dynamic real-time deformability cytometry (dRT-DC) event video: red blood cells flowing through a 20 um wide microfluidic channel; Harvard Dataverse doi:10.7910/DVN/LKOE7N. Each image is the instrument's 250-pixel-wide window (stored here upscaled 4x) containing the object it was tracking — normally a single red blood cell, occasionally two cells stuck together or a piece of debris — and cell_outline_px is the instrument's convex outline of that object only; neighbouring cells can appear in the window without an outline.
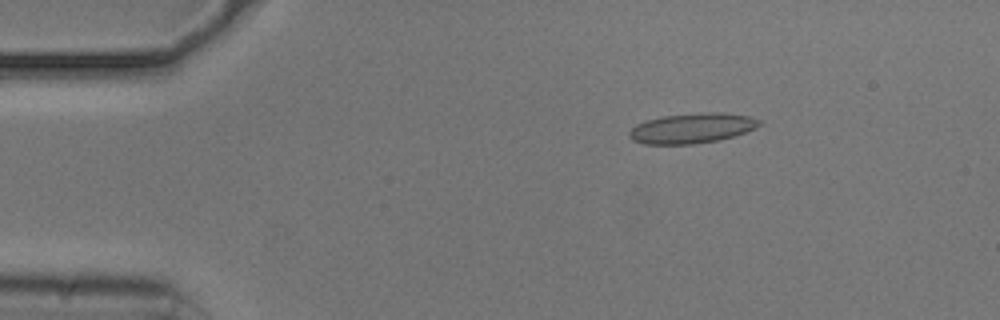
{"species": "common noctule bat (a hibernating species)", "species_latin": "Nyctalus noctula", "temperature_condition": "cold", "stored_images_in_passage": 53, "camera_frame_rate_fps": 3000, "um_per_image_px": 0.085, "animal": {"sex": "male", "body_mass_g": 20.5, "forearm_length_mm": 52.5}, "frame": {"image": 1, "passage_image": 8, "time_ms": 2.333, "image_size_px": [1000, 320], "cell_outline_px": [[764, 124], [756, 128], [720, 140], [692, 144], [644, 144], [632, 140], [628, 136], [628, 132], [636, 124], [644, 120], [660, 116], [704, 112], [720, 112], [748, 116], [760, 120]], "centroid_in_image_um": [58.79, 10.89], "position_along_channel_um": 26.2, "area_um2": 23.0}}
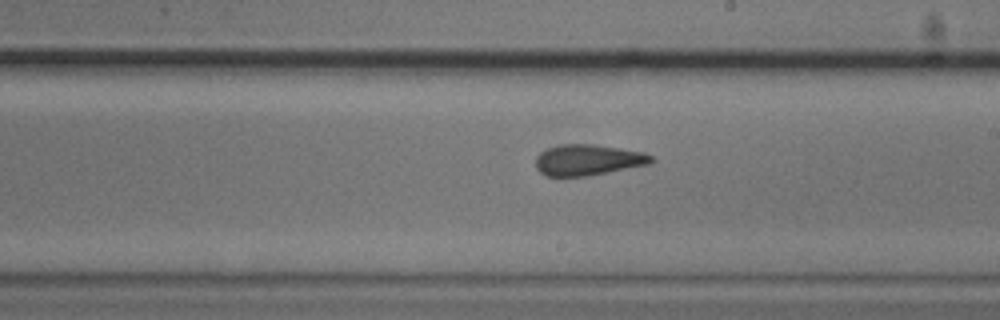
{"frame": {"image": 2, "passage_image": 30, "time_ms": 9.667, "image_size_px": [1000, 320], "cell_outline_px": [[656, 160], [652, 164], [588, 176], [548, 176], [540, 172], [536, 168], [536, 156], [540, 152], [548, 148], [560, 144], [592, 144], [620, 148], [644, 152], [652, 156]], "centroid_in_image_um": [50.02, 13.59], "position_along_channel_um": 239.0, "area_um2": 21.04}}
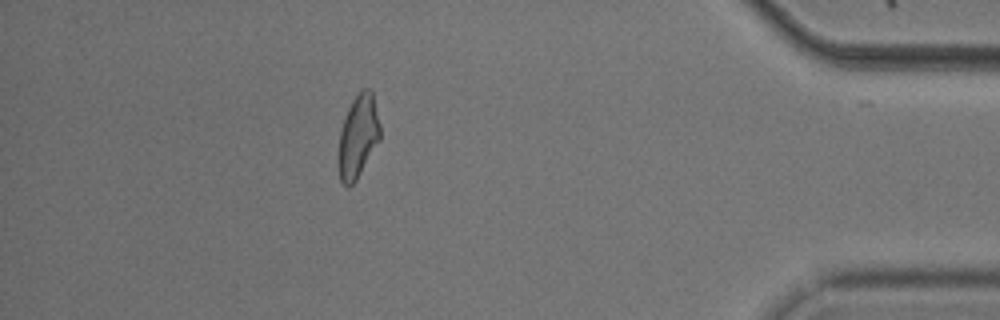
{"frame": {"image": 3, "passage_image": 47, "time_ms": 15.333, "image_size_px": [1000, 320], "cell_outline_px": [[380, 140], [356, 180], [348, 188], [340, 180], [336, 164], [336, 160], [340, 132], [348, 108], [352, 100], [360, 88], [368, 88], [372, 92], [380, 124]], "centroid_in_image_um": [30.41, 11.62], "position_along_channel_um": 404.8, "area_um2": 20.46}, "authors_computed_cell_mechanics": {"area_um2": 21.0392, "velocity_mm_per_s": 3.7359, "shape_relaxation_time_tau1_ms": null, "shape_relaxation_time_tau2_ms": 3.4521, "deformation_change_tau1": null, "deformation_change_tau2": 0.1303}}